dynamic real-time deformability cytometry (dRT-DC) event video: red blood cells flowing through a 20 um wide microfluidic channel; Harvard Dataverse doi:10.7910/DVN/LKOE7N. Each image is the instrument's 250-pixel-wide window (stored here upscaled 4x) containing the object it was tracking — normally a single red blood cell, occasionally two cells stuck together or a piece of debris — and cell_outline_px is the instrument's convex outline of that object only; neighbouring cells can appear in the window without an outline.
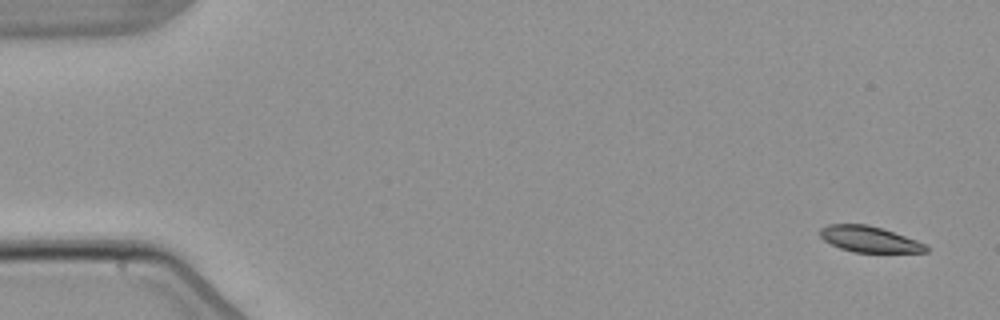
{"species": "common noctule bat (a hibernating species)", "species_latin": "Nyctalus noctula", "temperature_condition": "warm", "stored_images_in_passage": 6, "camera_frame_rate_fps": 3000, "um_per_image_px": 0.085, "animal": {"sex": "male", "body_mass_g": 21.5, "forearm_length_mm": 52.0}, "frame": {"image": 1, "passage_image": 1, "time_ms": 0.0, "image_size_px": [1000, 320], "cell_outline_px": [[928, 252], [852, 252], [840, 248], [824, 240], [820, 236], [820, 228], [828, 224], [868, 224], [916, 240], [924, 244], [928, 248]], "centroid_in_image_um": [73.85, 20.33], "position_along_channel_um": 11.1, "area_um2": 15.78}}
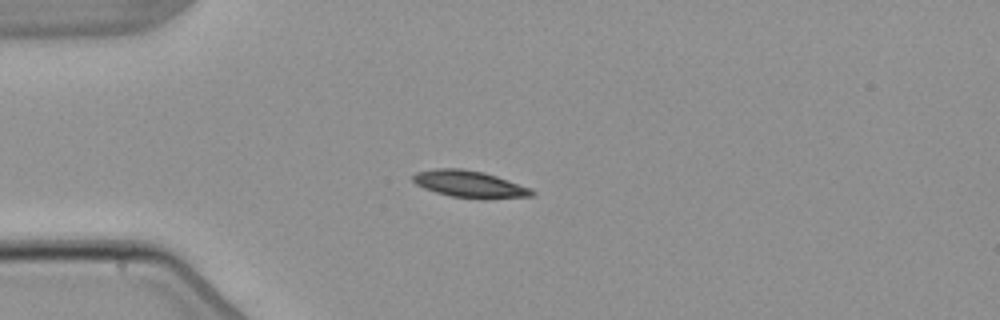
{"frame": {"image": 2, "passage_image": 4, "time_ms": 4.0, "image_size_px": [1000, 320], "cell_outline_px": [[536, 196], [488, 200], [480, 200], [448, 196], [424, 188], [416, 184], [412, 180], [412, 176], [416, 172], [436, 168], [460, 168], [484, 172], [532, 188], [536, 192]], "centroid_in_image_um": [39.97, 15.68], "position_along_channel_um": 45.0, "area_um2": 19.19}}
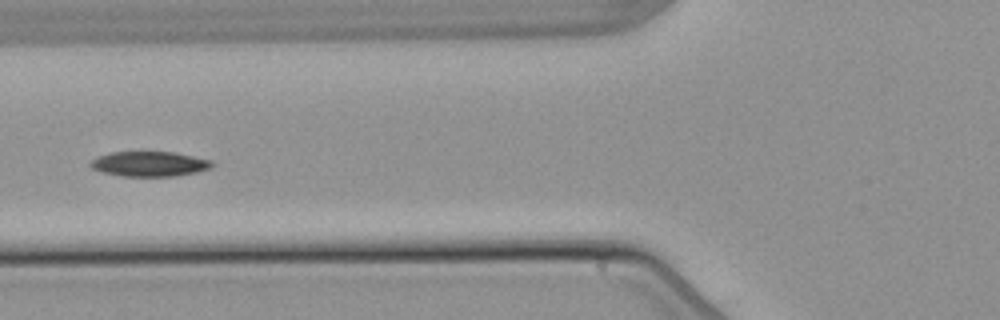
{"frame": {"image": 3, "passage_image": 6, "time_ms": 6.333, "image_size_px": [1000, 320], "cell_outline_px": [[212, 168], [196, 172], [176, 176], [124, 176], [104, 172], [92, 168], [88, 164], [92, 160], [100, 156], [112, 152], [172, 152], [212, 160]], "centroid_in_image_um": [12.72, 13.93], "position_along_channel_um": 113.1, "area_um2": 17.46}}